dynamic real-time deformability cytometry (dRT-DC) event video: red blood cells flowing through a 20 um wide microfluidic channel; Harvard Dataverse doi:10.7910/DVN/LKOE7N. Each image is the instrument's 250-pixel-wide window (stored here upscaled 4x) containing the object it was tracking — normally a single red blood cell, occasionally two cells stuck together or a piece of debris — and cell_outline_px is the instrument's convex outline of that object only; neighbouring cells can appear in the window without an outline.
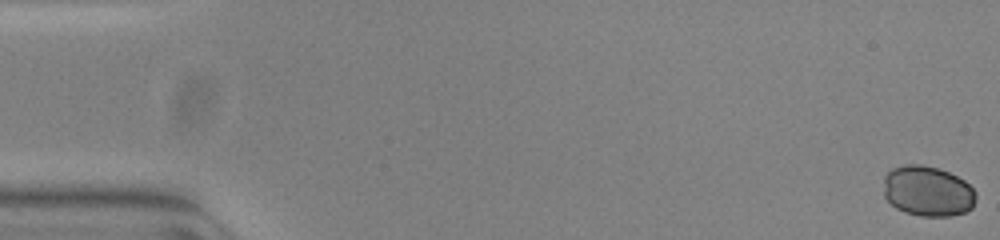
{"species": "common noctule bat (a hibernating species)", "species_latin": "Nyctalus noctula", "temperature_condition": "warm", "stored_images_in_passage": 54, "camera_frame_rate_fps": 3000, "um_per_image_px": 0.085, "animal": {"sex": "female", "body_mass_g": 23.0, "forearm_length_mm": 53.4}, "frame": {"image": 1, "passage_image": 1, "time_ms": 0.0, "image_size_px": [1000, 240], "cell_outline_px": [[976, 200], [972, 208], [964, 212], [952, 216], [920, 216], [904, 212], [896, 208], [884, 196], [884, 176], [892, 168], [904, 164], [920, 164], [936, 168], [948, 172], [964, 180], [976, 192]], "centroid_in_image_um": [78.85, 16.25], "position_along_channel_um": 6.2, "area_um2": 27.22}}
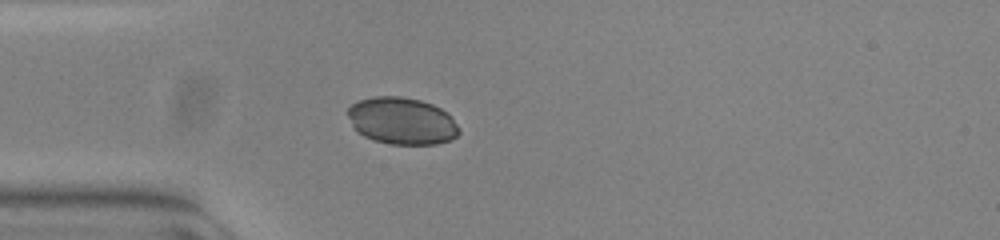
{"frame": {"image": 2, "passage_image": 16, "time_ms": 5.0, "image_size_px": [1000, 240], "cell_outline_px": [[460, 132], [456, 136], [448, 140], [436, 144], [392, 144], [372, 140], [356, 132], [348, 116], [348, 108], [352, 104], [360, 100], [376, 96], [400, 96], [420, 100], [432, 104], [448, 112], [460, 128]], "centroid_in_image_um": [34.17, 10.28], "position_along_channel_um": 50.8, "area_um2": 30.52}}
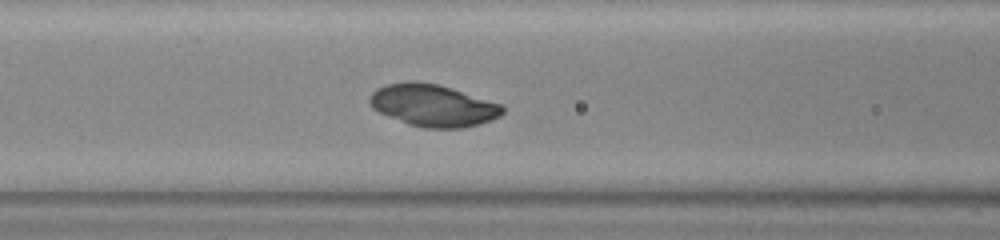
{"frame": {"image": 3, "passage_image": 23, "time_ms": 7.333, "image_size_px": [1000, 240], "cell_outline_px": [[504, 112], [500, 116], [492, 120], [464, 128], [424, 128], [408, 124], [388, 116], [372, 108], [368, 100], [372, 92], [376, 88], [388, 84], [412, 80], [436, 84], [452, 88], [500, 104], [504, 108]], "centroid_in_image_um": [36.79, 8.96], "position_along_channel_um": 129.8, "area_um2": 32.48}}